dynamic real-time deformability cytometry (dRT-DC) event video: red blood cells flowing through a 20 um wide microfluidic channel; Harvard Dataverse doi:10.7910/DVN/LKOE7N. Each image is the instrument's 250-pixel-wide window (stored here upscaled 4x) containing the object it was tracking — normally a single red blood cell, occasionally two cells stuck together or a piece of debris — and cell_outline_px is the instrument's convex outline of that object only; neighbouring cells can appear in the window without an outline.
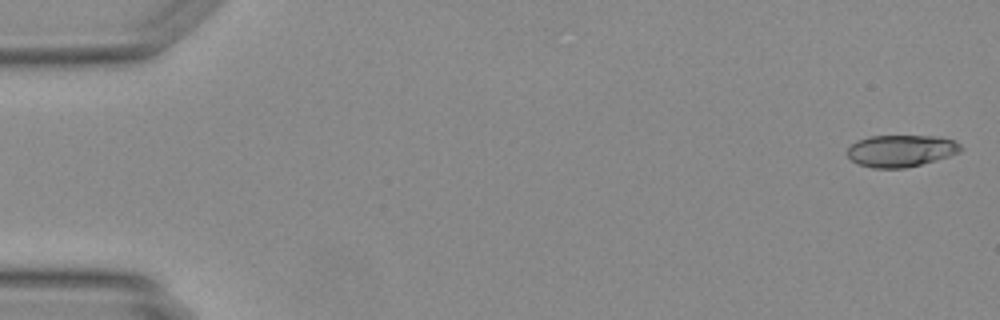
{"species": "Egyptian fruit bat (a non-hibernating species)", "species_latin": "Rousettus aegyptiacus", "temperature_condition": "warm", "stored_images_in_passage": 8, "camera_frame_rate_fps": 3000, "um_per_image_px": 0.085, "animal": {"sex": "female"}, "frame": {"image": 1, "passage_image": 1, "time_ms": 0.0, "image_size_px": [1000, 320], "cell_outline_px": [[964, 148], [960, 152], [936, 160], [904, 168], [872, 168], [860, 164], [852, 160], [848, 156], [848, 148], [856, 140], [868, 136], [940, 136], [956, 140]], "centroid_in_image_um": [76.61, 12.8], "position_along_channel_um": 8.4, "area_um2": 21.15}}